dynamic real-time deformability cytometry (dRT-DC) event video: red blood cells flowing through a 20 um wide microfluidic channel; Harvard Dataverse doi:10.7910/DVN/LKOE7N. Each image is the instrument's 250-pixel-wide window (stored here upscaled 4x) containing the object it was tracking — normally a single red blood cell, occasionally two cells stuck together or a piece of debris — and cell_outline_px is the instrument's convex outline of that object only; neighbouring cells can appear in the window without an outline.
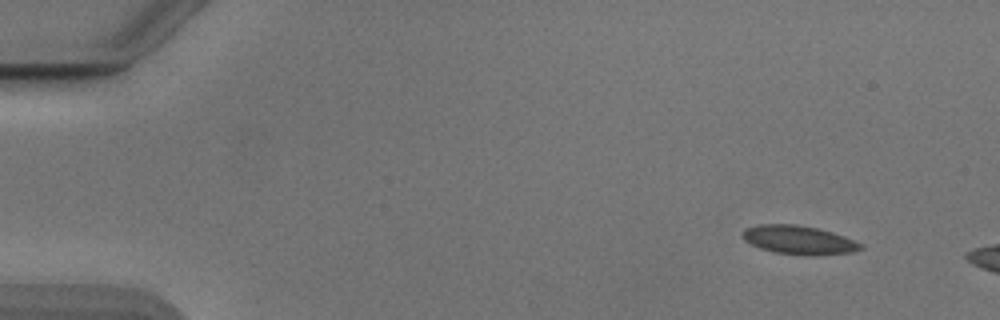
{"species": "Egyptian fruit bat (a non-hibernating species)", "species_latin": "Rousettus aegyptiacus", "temperature_condition": "cold", "stored_images_in_passage": 10, "camera_frame_rate_fps": 3000, "um_per_image_px": 0.085, "animal": {"sex": "male"}, "frame": {"image": 1, "passage_image": 4, "time_ms": 1.0, "image_size_px": [1000, 320], "cell_outline_px": [[864, 248], [852, 252], [816, 256], [804, 256], [772, 252], [760, 248], [744, 240], [744, 228], [760, 224], [796, 224], [816, 228], [832, 232], [844, 236], [860, 244]], "centroid_in_image_um": [67.89, 20.41], "position_along_channel_um": 17.1, "area_um2": 19.77}}